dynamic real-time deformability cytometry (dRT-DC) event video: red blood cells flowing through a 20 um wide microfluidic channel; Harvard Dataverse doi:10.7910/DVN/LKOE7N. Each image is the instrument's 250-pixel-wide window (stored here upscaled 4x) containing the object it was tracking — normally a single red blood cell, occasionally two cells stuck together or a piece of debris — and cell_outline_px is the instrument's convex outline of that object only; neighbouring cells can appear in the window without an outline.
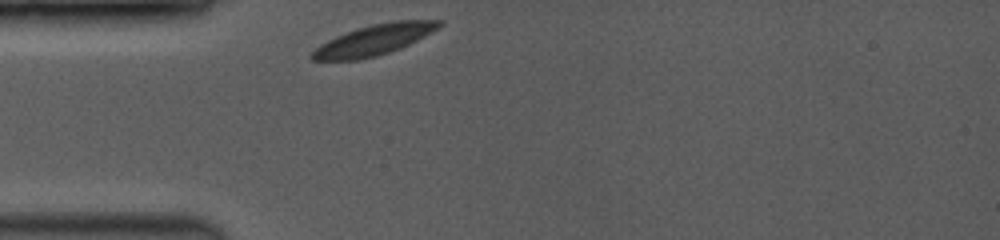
{"species": "common noctule bat (a hibernating species)", "species_latin": "Nyctalus noctula", "temperature_condition": "room temperature", "stored_images_in_passage": 3, "camera_frame_rate_fps": 3500, "um_per_image_px": 0.085, "animal": {"sex": "female", "body_mass_g": 19.0, "forearm_length_mm": 53.3}, "frame": {"image": 1, "passage_image": 1, "time_ms": 0.0, "image_size_px": [1000, 240], "cell_outline_px": [[444, 24], [432, 32], [400, 48], [376, 56], [356, 60], [312, 60], [308, 56], [320, 44], [336, 36], [372, 24], [392, 20], [444, 20]], "centroid_in_image_um": [31.8, 3.38], "position_along_channel_um": 53.2, "area_um2": 22.37}}